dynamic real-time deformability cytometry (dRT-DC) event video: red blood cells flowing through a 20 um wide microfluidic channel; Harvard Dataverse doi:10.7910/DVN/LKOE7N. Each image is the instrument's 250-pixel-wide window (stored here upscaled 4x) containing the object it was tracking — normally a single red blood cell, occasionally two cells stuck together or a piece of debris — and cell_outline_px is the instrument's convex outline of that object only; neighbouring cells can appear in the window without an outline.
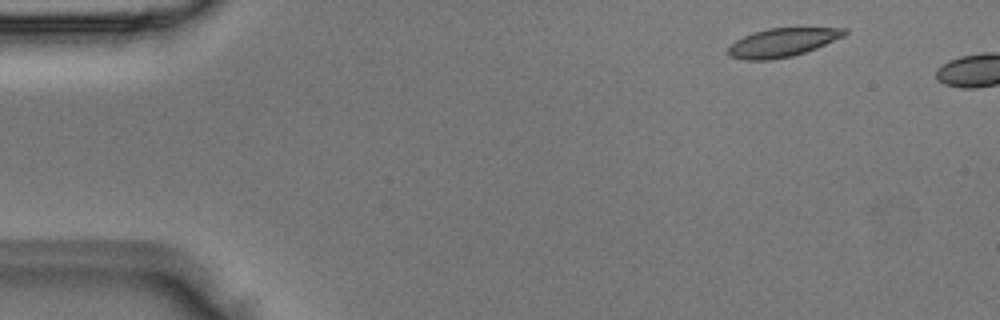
{"species": "Egyptian fruit bat (a non-hibernating species)", "species_latin": "Rousettus aegyptiacus", "temperature_condition": "room temperature", "stored_images_in_passage": 5, "segment_of_instrument_passage": [2, 2], "camera_frame_rate_fps": 3000, "um_per_image_px": 0.085, "animal": {"sex": "male"}, "frame": {"image": 1, "passage_image": 5, "time_ms": 1.333, "image_size_px": [1000, 320], "cell_outline_px": [[848, 32], [844, 36], [816, 48], [792, 56], [772, 60], [740, 60], [732, 56], [728, 52], [728, 48], [736, 40], [752, 32], [768, 28], [848, 28]], "centroid_in_image_um": [66.5, 3.61], "position_along_channel_um": 18.5, "area_um2": 19.31}}